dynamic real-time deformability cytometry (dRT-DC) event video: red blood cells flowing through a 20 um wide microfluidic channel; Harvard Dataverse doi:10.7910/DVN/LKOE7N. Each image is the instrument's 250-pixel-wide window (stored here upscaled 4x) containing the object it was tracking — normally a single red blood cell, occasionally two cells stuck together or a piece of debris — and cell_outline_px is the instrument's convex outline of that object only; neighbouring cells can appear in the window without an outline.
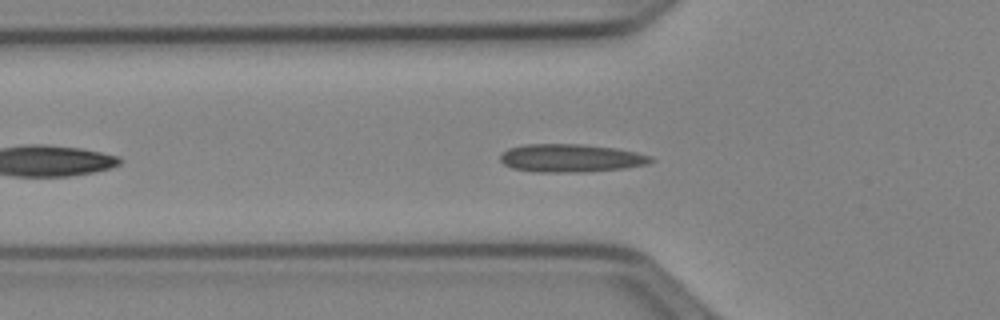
{"species": "Egyptian fruit bat (a non-hibernating species)", "species_latin": "Rousettus aegyptiacus", "temperature_condition": "cold", "stored_images_in_passage": 9, "camera_frame_rate_fps": 3000, "um_per_image_px": 0.085, "animal": {"sex": "female"}, "frame": {"image": 1, "passage_image": 7, "time_ms": 2.0, "image_size_px": [1000, 320], "cell_outline_px": [[656, 160], [648, 164], [624, 168], [584, 172], [536, 172], [512, 168], [504, 164], [500, 160], [500, 156], [508, 148], [524, 144], [584, 144], [616, 148], [636, 152], [652, 156]], "centroid_in_image_um": [48.55, 13.43], "position_along_channel_um": 77.3, "area_um2": 24.8}}